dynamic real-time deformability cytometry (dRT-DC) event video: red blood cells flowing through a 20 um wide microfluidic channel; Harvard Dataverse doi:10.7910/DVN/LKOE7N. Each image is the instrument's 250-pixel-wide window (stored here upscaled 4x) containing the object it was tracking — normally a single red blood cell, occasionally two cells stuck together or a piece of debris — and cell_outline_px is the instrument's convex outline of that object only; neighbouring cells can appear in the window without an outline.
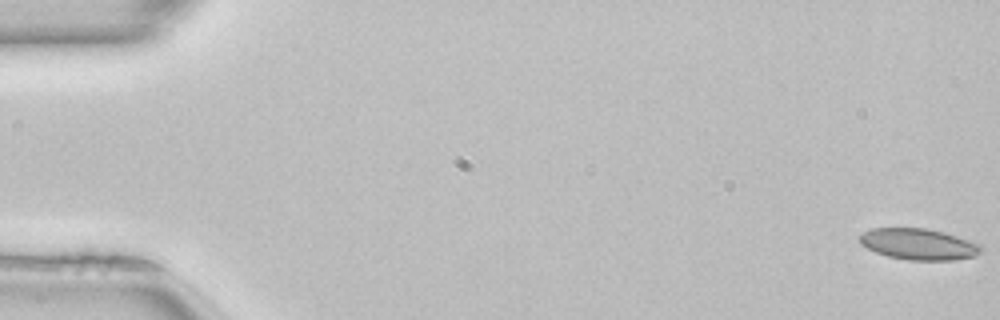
{"species": "common noctule bat (a hibernating species)", "species_latin": "Nyctalus noctula", "temperature_condition": "room temperature", "stored_images_in_passage": 51, "camera_frame_rate_fps": 3000, "um_per_image_px": 0.085, "animal": {"sex": "female", "body_mass_g": 22.7, "forearm_length_mm": 54.2}, "frame": {"image": 1, "passage_image": 1, "time_ms": 0.0, "image_size_px": [1000, 320], "cell_outline_px": [[984, 248], [976, 256], [952, 260], [908, 260], [888, 256], [876, 252], [860, 244], [860, 236], [864, 232], [872, 228], [928, 228], [944, 232], [980, 244]], "centroid_in_image_um": [78.1, 20.75], "position_along_channel_um": 6.9, "area_um2": 22.02}}
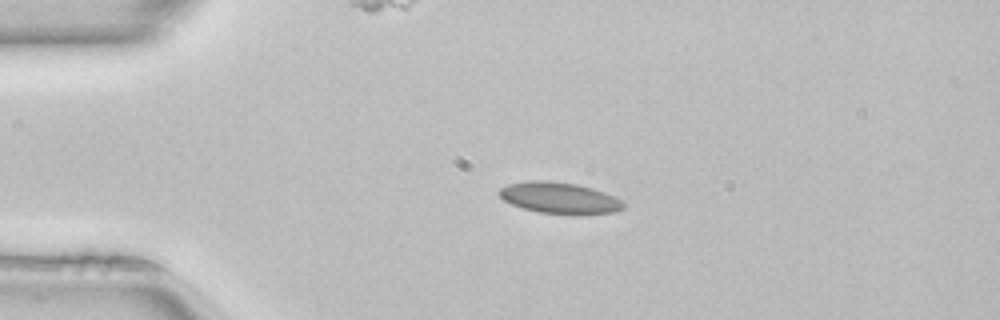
{"frame": {"image": 2, "passage_image": 12, "time_ms": 3.667, "image_size_px": [1000, 320], "cell_outline_px": [[624, 208], [616, 212], [580, 216], [540, 212], [524, 208], [512, 204], [504, 200], [496, 192], [500, 188], [508, 184], [532, 180], [552, 180], [576, 184], [592, 188], [604, 192], [620, 200], [624, 204]], "centroid_in_image_um": [47.57, 16.84], "position_along_channel_um": 37.4, "area_um2": 22.95}}
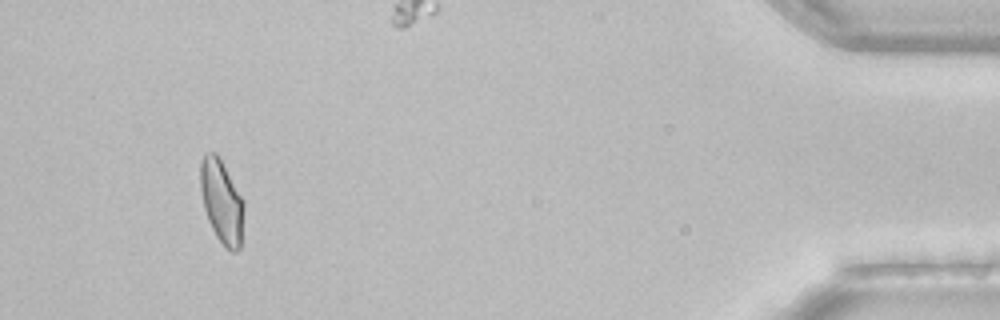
{"frame": {"image": 3, "passage_image": 48, "time_ms": 15.667, "image_size_px": [1000, 320], "cell_outline_px": [[244, 212], [240, 248], [236, 252], [232, 252], [216, 236], [208, 220], [204, 208], [200, 188], [200, 164], [204, 152], [216, 152], [244, 200]], "centroid_in_image_um": [18.84, 17.11], "position_along_channel_um": 416.4, "area_um2": 21.1}, "authors_computed_cell_mechanics": {"area_um2": 21.6172, "velocity_mm_per_s": 4.0532, "shape_relaxation_time_tau1_ms": 9.0027, "shape_relaxation_time_tau2_ms": 1.5073, "deformation_change_tau1": 0.1237, "deformation_change_tau2": 0.0421}}